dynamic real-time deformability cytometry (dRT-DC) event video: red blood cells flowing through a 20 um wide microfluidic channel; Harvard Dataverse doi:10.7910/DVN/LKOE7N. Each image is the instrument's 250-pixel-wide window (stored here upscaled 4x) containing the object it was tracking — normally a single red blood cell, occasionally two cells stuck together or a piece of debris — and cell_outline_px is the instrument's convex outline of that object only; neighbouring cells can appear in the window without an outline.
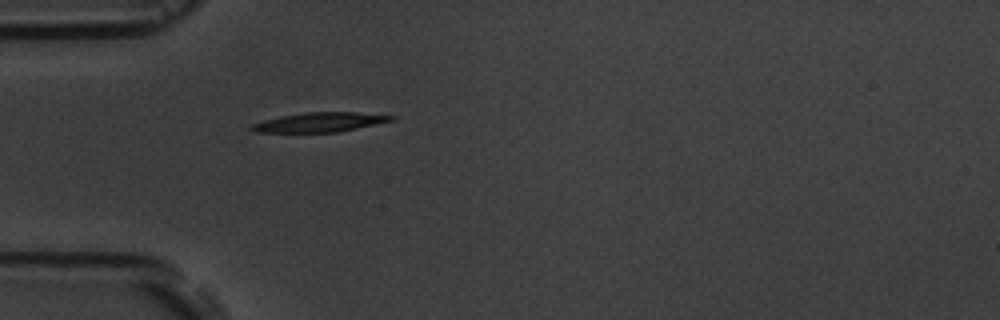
{"species": "common noctule bat (a hibernating species)", "species_latin": "Nyctalus noctula", "temperature_condition": "room temperature", "stored_images_in_passage": 1, "camera_frame_rate_fps": 3000, "um_per_image_px": 0.085, "animal": {"sex": "male", "body_mass_g": 19.5, "forearm_length_mm": 54.6}, "frame": {"image": 1, "passage_image": 1, "time_ms": 0.0, "image_size_px": [1000, 320], "cell_outline_px": [[396, 116], [392, 120], [356, 128], [336, 132], [256, 132], [248, 128], [252, 124], [264, 120], [280, 116], [304, 112], [356, 112]], "centroid_in_image_um": [27.12, 10.38], "position_along_channel_um": 57.9, "area_um2": 15.61}}